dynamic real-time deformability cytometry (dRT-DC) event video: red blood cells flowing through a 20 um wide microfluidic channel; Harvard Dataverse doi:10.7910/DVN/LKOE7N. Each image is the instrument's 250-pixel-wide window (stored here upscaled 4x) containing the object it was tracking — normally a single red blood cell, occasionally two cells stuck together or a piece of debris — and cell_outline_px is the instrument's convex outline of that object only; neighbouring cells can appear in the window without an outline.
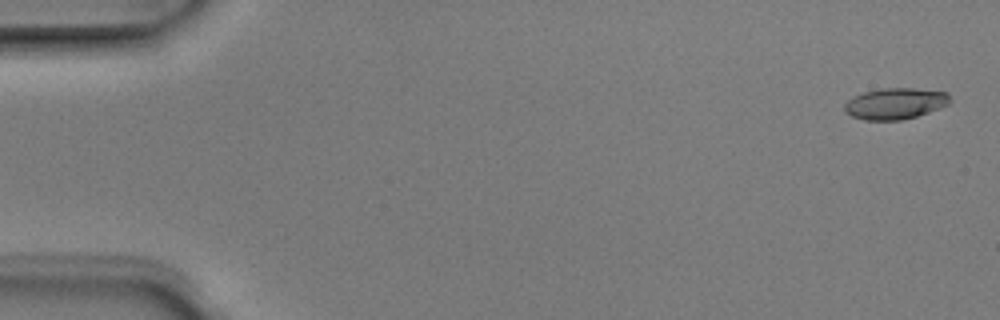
{"species": "Egyptian fruit bat (a non-hibernating species)", "species_latin": "Rousettus aegyptiacus", "temperature_condition": "room temperature", "stored_images_in_passage": 6, "camera_frame_rate_fps": 3000, "um_per_image_px": 0.085, "animal": {"sex": "male"}, "frame": {"image": 1, "passage_image": 1, "time_ms": 0.0, "image_size_px": [1000, 320], "cell_outline_px": [[952, 100], [948, 104], [940, 108], [916, 116], [900, 120], [864, 120], [852, 116], [844, 112], [844, 104], [848, 100], [864, 92], [884, 88], [912, 88], [948, 92]], "centroid_in_image_um": [76.11, 8.8], "position_along_channel_um": 8.9, "area_um2": 19.13}}
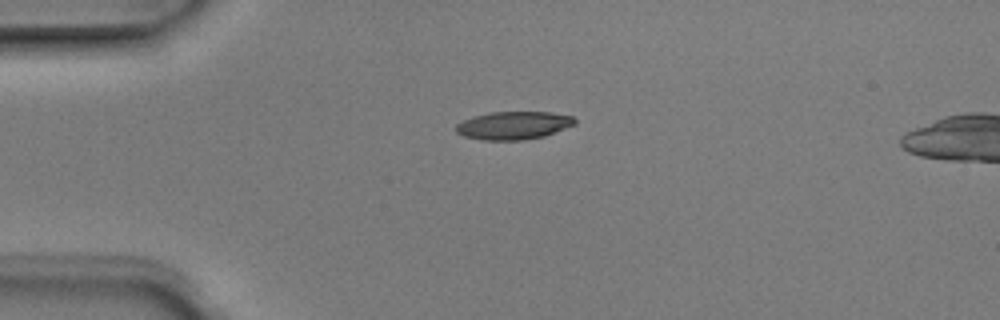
{"frame": {"image": 2, "passage_image": 4, "time_ms": 1.0, "image_size_px": [1000, 320], "cell_outline_px": [[576, 124], [544, 136], [524, 140], [484, 140], [464, 136], [456, 132], [456, 124], [464, 120], [488, 112], [552, 112], [572, 116], [576, 120]], "centroid_in_image_um": [43.67, 10.66], "position_along_channel_um": 41.3, "area_um2": 19.31}}